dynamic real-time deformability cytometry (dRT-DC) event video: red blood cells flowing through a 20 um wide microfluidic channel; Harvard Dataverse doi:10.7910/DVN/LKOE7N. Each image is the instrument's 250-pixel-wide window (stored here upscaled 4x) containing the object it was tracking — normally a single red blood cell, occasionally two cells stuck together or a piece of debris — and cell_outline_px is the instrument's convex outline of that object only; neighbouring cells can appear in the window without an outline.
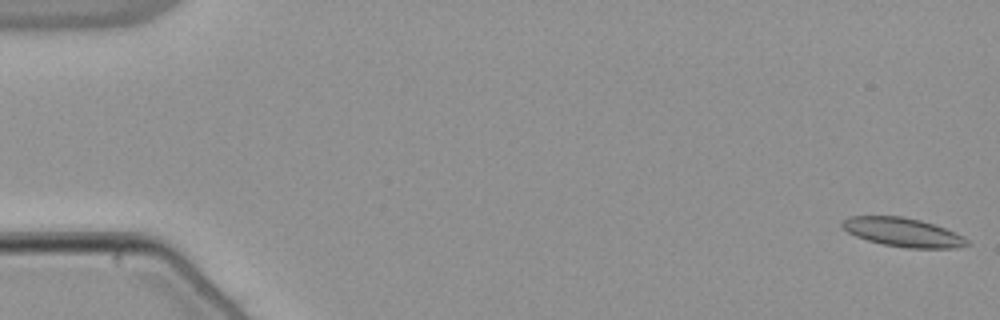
{"species": "common noctule bat (a hibernating species)", "species_latin": "Nyctalus noctula", "temperature_condition": "warm", "stored_images_in_passage": 14, "camera_frame_rate_fps": 3000, "um_per_image_px": 0.085, "animal": {"sex": "male", "body_mass_g": 21.5, "forearm_length_mm": 52.0}, "frame": {"image": 1, "passage_image": 1, "time_ms": 0.0, "image_size_px": [1000, 320], "cell_outline_px": [[972, 244], [956, 248], [908, 248], [884, 244], [868, 240], [856, 236], [848, 232], [840, 224], [848, 216], [900, 216], [920, 220], [956, 232], [964, 236]], "centroid_in_image_um": [76.78, 19.74], "position_along_channel_um": 8.2, "area_um2": 20.87}}